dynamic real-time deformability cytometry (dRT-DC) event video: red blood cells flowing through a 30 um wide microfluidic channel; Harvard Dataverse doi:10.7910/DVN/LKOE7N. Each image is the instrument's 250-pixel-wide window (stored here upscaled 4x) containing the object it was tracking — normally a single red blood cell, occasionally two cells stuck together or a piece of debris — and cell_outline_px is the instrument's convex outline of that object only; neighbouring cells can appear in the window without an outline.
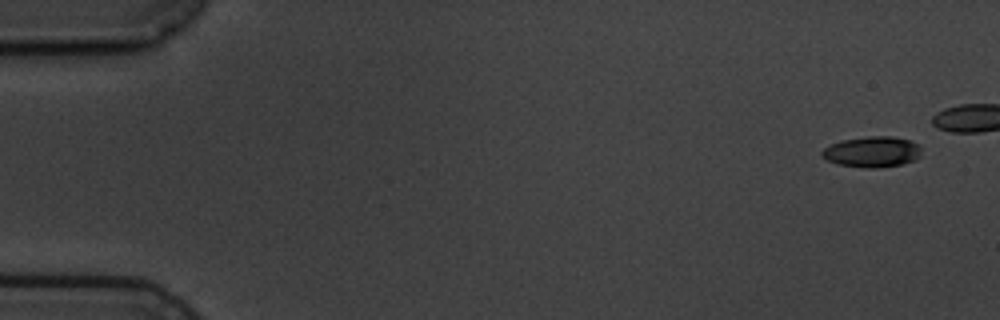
{"species": "common noctule bat (a hibernating species)", "species_latin": "Nyctalus noctula", "temperature_condition": "cold", "stored_images_in_passage": 8, "camera_frame_rate_fps": 3000, "um_per_image_px": 0.085, "animal": {"sex": "male", "body_mass_g": 19.5, "forearm_length_mm": 54.6}, "frame": {"image": 1, "passage_image": 1, "time_ms": 0.0, "image_size_px": [1000, 320], "cell_outline_px": [[920, 156], [916, 160], [900, 164], [876, 168], [864, 168], [836, 164], [820, 156], [820, 152], [824, 148], [840, 140], [868, 136], [892, 136], [912, 140], [920, 148]], "centroid_in_image_um": [74.11, 12.9], "position_along_channel_um": 10.9, "area_um2": 17.98}}
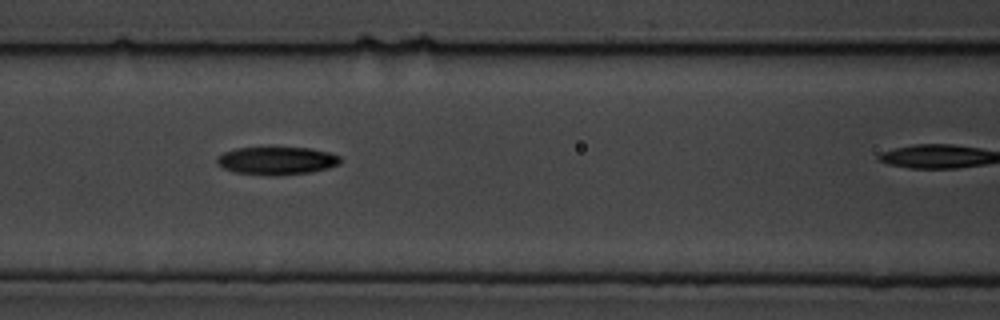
{"frame": {"image": 2, "passage_image": 7, "time_ms": 7.333, "image_size_px": [1000, 320], "cell_outline_px": [[340, 164], [328, 168], [312, 172], [272, 176], [236, 172], [224, 168], [216, 160], [224, 152], [236, 148], [312, 148], [328, 152], [340, 156]], "centroid_in_image_um": [23.57, 13.66], "position_along_channel_um": 143.0, "area_um2": 19.83}}